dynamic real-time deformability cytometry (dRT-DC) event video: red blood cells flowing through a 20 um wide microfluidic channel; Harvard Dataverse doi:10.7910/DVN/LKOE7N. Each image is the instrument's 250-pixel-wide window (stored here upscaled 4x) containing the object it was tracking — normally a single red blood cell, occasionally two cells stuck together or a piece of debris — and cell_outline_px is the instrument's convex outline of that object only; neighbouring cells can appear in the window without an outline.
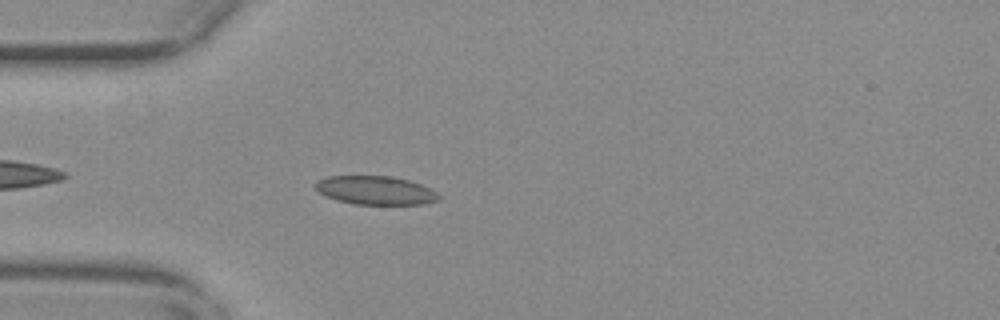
{"species": "common noctule bat (a hibernating species)", "species_latin": "Nyctalus noctula", "temperature_condition": "warm", "stored_images_in_passage": 44, "camera_frame_rate_fps": 3000, "um_per_image_px": 0.085, "animal": {"sex": "female", "body_mass_g": 29.2, "forearm_length_mm": 56.3}, "frame": {"image": 1, "passage_image": 5, "time_ms": 1.333, "image_size_px": [1000, 320], "cell_outline_px": [[440, 200], [424, 204], [352, 204], [336, 200], [324, 196], [316, 188], [316, 180], [328, 176], [392, 176], [408, 180], [420, 184], [436, 192], [440, 196]], "centroid_in_image_um": [31.9, 16.18], "position_along_channel_um": 53.1, "area_um2": 20.58}}
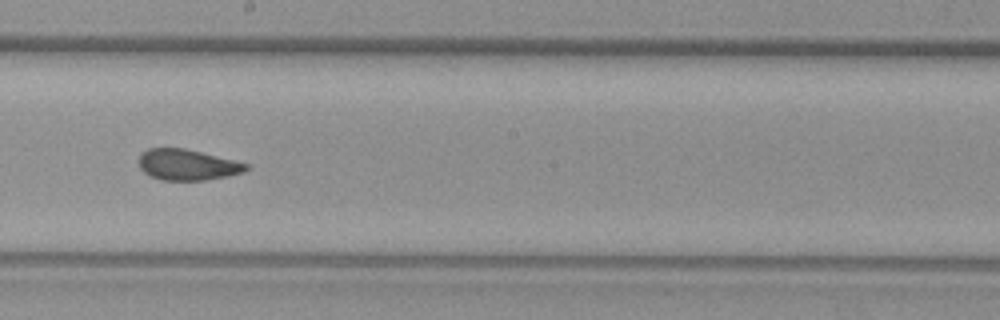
{"frame": {"image": 2, "passage_image": 20, "time_ms": 6.333, "image_size_px": [1000, 320], "cell_outline_px": [[248, 168], [244, 172], [228, 176], [208, 180], [160, 180], [144, 172], [140, 168], [140, 152], [148, 148], [184, 148], [248, 164]], "centroid_in_image_um": [15.9, 14.01], "position_along_channel_um": 232.3, "area_um2": 19.13}}
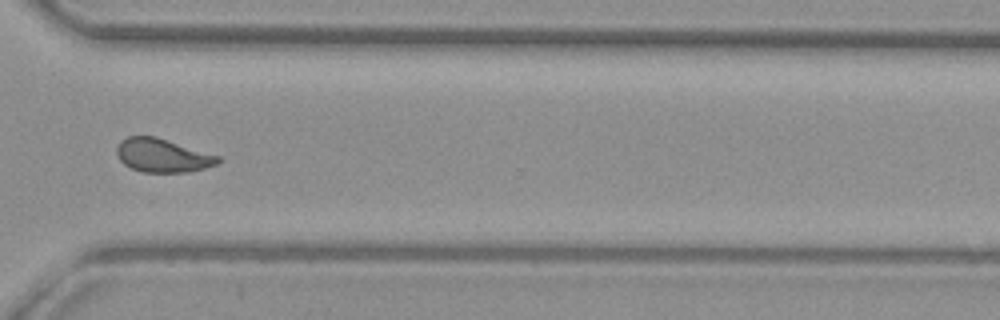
{"frame": {"image": 3, "passage_image": 30, "time_ms": 9.667, "image_size_px": [1000, 320], "cell_outline_px": [[220, 160], [216, 164], [204, 168], [188, 172], [144, 172], [132, 168], [124, 164], [120, 160], [116, 152], [116, 148], [120, 140], [128, 136], [156, 136], [220, 156]], "centroid_in_image_um": [13.8, 13.2], "position_along_channel_um": 356.8, "area_um2": 19.77}, "authors_computed_cell_mechanics": {"area_um2": 20.1144, "velocity_mm_per_s": 3.7363, "shape_relaxation_time_tau1_ms": 10.2797, "shape_relaxation_time_tau2_ms": 0.7095, "deformation_change_tau1": 0.1798, "deformation_change_tau2": 0.0424}}